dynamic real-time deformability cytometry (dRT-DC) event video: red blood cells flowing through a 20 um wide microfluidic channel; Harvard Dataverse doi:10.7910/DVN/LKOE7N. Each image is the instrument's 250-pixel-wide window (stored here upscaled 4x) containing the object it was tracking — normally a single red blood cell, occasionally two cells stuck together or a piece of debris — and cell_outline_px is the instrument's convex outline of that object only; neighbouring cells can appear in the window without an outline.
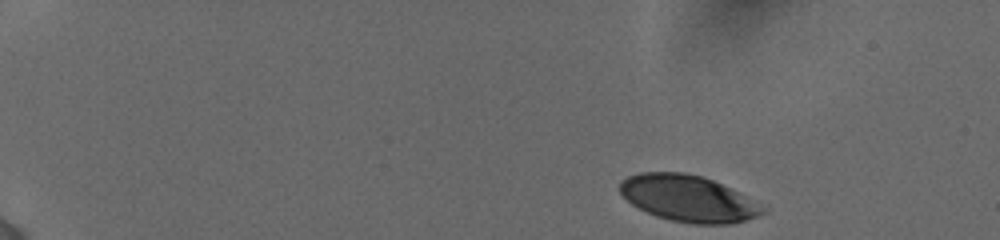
{"species": "human", "species_latin": "Homo sapiens", "temperature_condition": "cold", "stored_images_in_passage": 32, "camera_frame_rate_fps": 3000, "um_per_image_px": 0.085, "donor": {"sex": "female"}, "frame": {"image": 1, "passage_image": 1, "time_ms": 0.0, "image_size_px": [1000, 240], "cell_outline_px": [[768, 212], [732, 224], [692, 224], [672, 220], [656, 216], [632, 204], [620, 192], [620, 180], [628, 176], [640, 172], [684, 172], [704, 176], [732, 188], [768, 208]], "centroid_in_image_um": [58.54, 16.86], "position_along_channel_um": 26.5, "area_um2": 38.78}}
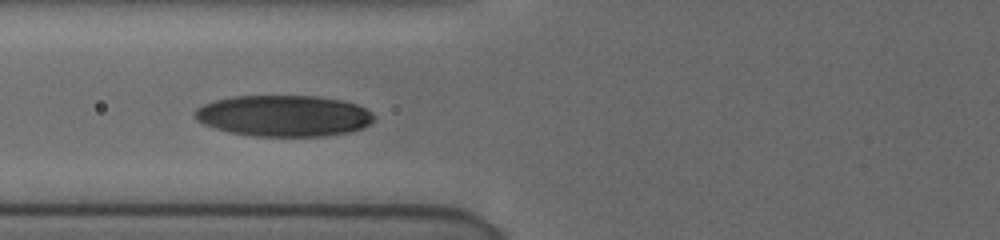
{"frame": {"image": 2, "passage_image": 22, "time_ms": 5.333, "image_size_px": [1000, 240], "cell_outline_px": [[372, 120], [364, 128], [348, 132], [324, 136], [252, 136], [228, 132], [204, 124], [196, 120], [192, 116], [192, 112], [196, 108], [204, 104], [216, 100], [232, 96], [316, 96], [340, 100], [356, 104], [372, 112]], "centroid_in_image_um": [24.06, 9.84], "position_along_channel_um": 101.7, "area_um2": 43.06}}
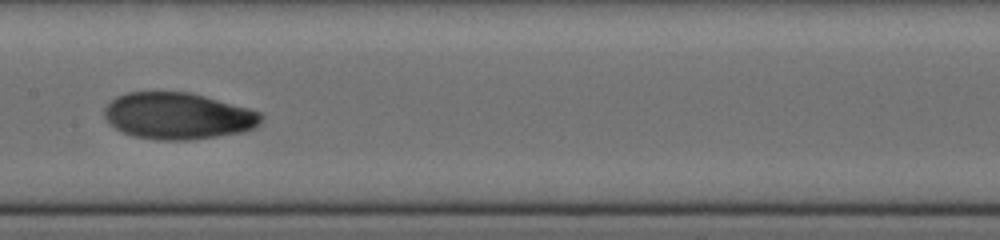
{"frame": {"image": 3, "passage_image": 31, "time_ms": 7.667, "image_size_px": [1000, 240], "cell_outline_px": [[264, 116], [260, 124], [256, 128], [244, 132], [188, 140], [156, 140], [132, 136], [116, 128], [104, 116], [104, 108], [116, 96], [128, 92], [192, 92], [248, 108], [260, 112]], "centroid_in_image_um": [15.16, 9.85], "position_along_channel_um": 192.2, "area_um2": 42.71}}